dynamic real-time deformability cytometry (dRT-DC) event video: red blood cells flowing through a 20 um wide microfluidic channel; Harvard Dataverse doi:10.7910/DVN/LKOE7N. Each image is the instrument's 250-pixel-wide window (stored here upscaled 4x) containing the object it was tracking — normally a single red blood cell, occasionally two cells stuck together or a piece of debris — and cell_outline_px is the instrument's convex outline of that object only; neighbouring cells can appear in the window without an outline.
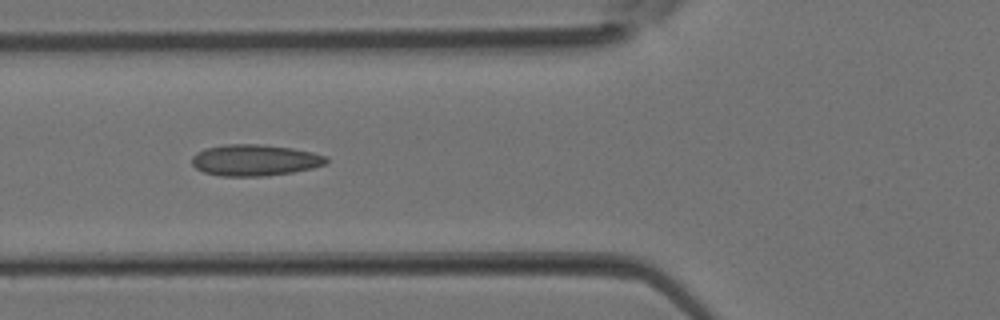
{"species": "Egyptian fruit bat (a non-hibernating species)", "species_latin": "Rousettus aegyptiacus", "temperature_condition": "room temperature", "stored_images_in_passage": 16, "camera_frame_rate_fps": 3000, "um_per_image_px": 0.085, "animal": {"sex": "female"}, "frame": {"image": 1, "passage_image": 3, "time_ms": 0.667, "image_size_px": [1000, 320], "cell_outline_px": [[328, 160], [324, 164], [312, 168], [292, 172], [264, 176], [220, 176], [204, 172], [196, 168], [192, 164], [192, 156], [196, 152], [204, 148], [224, 144], [260, 144], [292, 148], [312, 152], [328, 156]], "centroid_in_image_um": [21.63, 13.6], "position_along_channel_um": 104.2, "area_um2": 24.62}}